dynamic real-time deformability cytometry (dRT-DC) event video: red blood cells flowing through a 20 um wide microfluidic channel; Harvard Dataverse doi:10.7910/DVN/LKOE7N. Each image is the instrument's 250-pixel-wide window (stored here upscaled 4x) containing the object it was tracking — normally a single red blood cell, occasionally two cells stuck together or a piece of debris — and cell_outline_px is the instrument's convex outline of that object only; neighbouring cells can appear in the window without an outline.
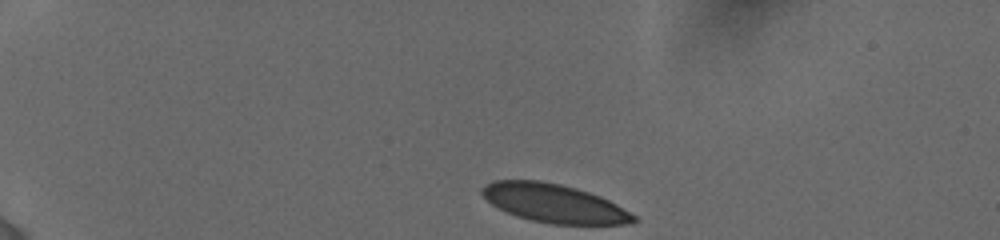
{"species": "human", "species_latin": "Homo sapiens", "temperature_condition": "cold", "stored_images_in_passage": 6, "camera_frame_rate_fps": 3000, "um_per_image_px": 0.085, "donor": {"sex": "female"}, "frame": {"image": 1, "passage_image": 1, "time_ms": 0.0, "image_size_px": [1000, 240], "cell_outline_px": [[640, 220], [624, 224], [552, 224], [532, 220], [516, 216], [492, 204], [480, 192], [480, 188], [484, 184], [492, 180], [540, 180], [560, 184], [576, 188], [600, 196], [616, 204], [636, 216]], "centroid_in_image_um": [47.08, 17.27], "position_along_channel_um": 37.9, "area_um2": 33.87}}
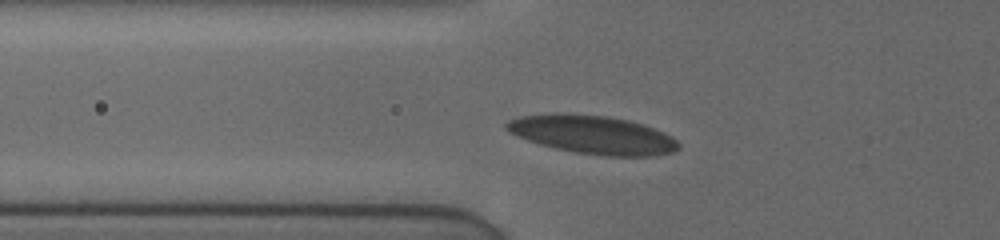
{"frame": {"image": 2, "passage_image": 5, "time_ms": 3.0, "image_size_px": [1000, 240], "cell_outline_px": [[680, 148], [676, 152], [656, 156], [604, 156], [576, 152], [556, 148], [540, 144], [516, 136], [508, 132], [504, 128], [504, 124], [508, 120], [520, 116], [556, 112], [564, 112], [608, 116], [628, 120], [664, 132], [672, 136], [680, 144]], "centroid_in_image_um": [50.37, 11.44], "position_along_channel_um": 75.4, "area_um2": 38.9}}